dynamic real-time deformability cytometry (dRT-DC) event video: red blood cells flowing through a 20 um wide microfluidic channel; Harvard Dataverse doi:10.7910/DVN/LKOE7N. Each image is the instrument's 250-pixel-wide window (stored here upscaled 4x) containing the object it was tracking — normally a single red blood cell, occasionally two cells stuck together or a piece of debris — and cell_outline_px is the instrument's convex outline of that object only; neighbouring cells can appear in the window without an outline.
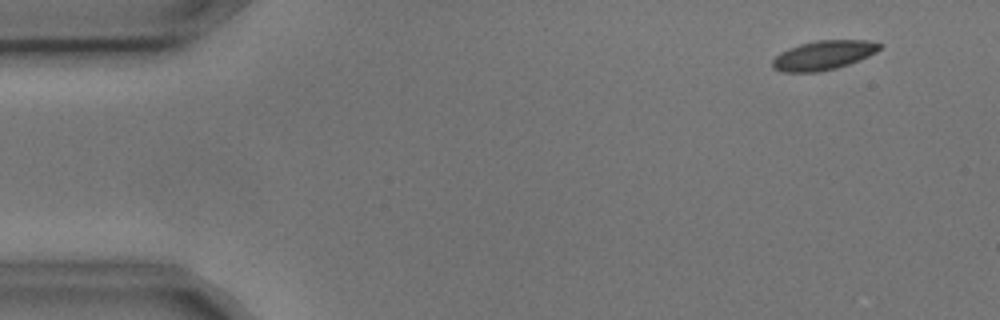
{"species": "common noctule bat (a hibernating species)", "species_latin": "Nyctalus noctula", "temperature_condition": "cold", "stored_images_in_passage": 3, "camera_frame_rate_fps": 3000, "um_per_image_px": 0.085, "animal": {"sex": "male", "body_mass_g": 17.9, "forearm_length_mm": 54.2}, "frame": {"image": 1, "passage_image": 1, "time_ms": 0.0, "image_size_px": [1000, 320], "cell_outline_px": [[884, 44], [876, 52], [868, 56], [848, 64], [836, 68], [820, 72], [780, 72], [772, 68], [772, 60], [780, 52], [788, 48], [800, 44], [816, 40], [868, 40]], "centroid_in_image_um": [69.97, 4.69], "position_along_channel_um": 15.0, "area_um2": 18.38}}